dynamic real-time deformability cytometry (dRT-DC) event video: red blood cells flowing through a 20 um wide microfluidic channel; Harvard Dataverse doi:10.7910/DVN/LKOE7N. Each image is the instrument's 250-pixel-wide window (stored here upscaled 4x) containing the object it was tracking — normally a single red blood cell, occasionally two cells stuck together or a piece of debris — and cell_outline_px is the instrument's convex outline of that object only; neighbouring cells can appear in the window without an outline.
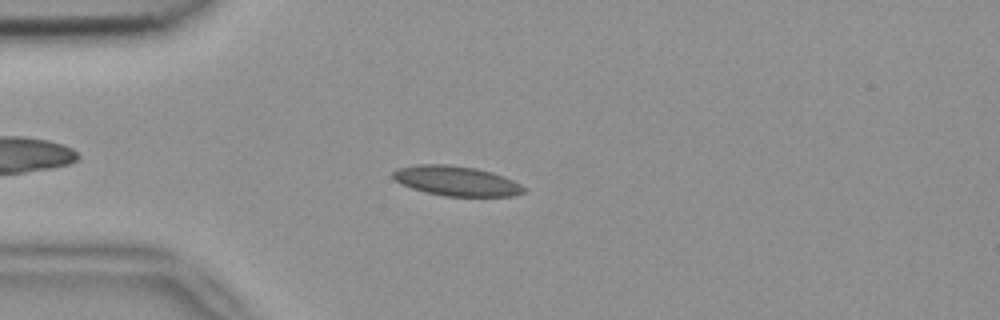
{"species": "common noctule bat (a hibernating species)", "species_latin": "Nyctalus noctula", "temperature_condition": "room temperature", "stored_images_in_passage": 3, "camera_frame_rate_fps": 3000, "um_per_image_px": 0.085, "animal": {"sex": "female", "body_mass_g": 18.4}, "frame": {"image": 1, "passage_image": 3, "time_ms": 0.667, "image_size_px": [1000, 320], "cell_outline_px": [[528, 188], [524, 192], [512, 196], [444, 196], [424, 192], [400, 184], [392, 176], [392, 172], [400, 168], [416, 164], [448, 164], [476, 168], [492, 172], [504, 176]], "centroid_in_image_um": [38.8, 15.38], "position_along_channel_um": 46.2, "area_um2": 22.83}}